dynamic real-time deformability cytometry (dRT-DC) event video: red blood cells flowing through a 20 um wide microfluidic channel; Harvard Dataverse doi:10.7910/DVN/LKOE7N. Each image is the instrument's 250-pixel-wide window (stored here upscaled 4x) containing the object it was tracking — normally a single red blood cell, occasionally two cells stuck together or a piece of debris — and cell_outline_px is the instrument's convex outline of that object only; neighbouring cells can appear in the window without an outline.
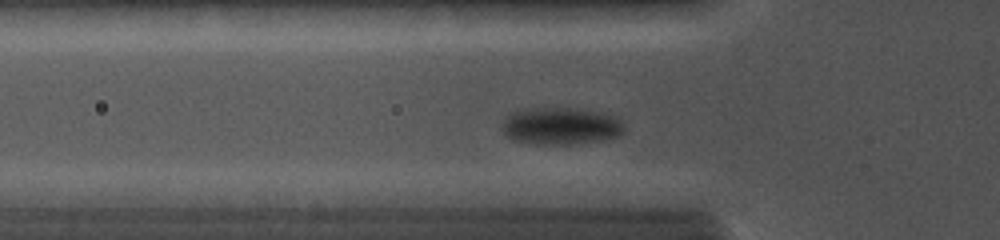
{"species": "common noctule bat (a hibernating species)", "species_latin": "Nyctalus noctula", "temperature_condition": "cold", "stored_images_in_passage": 33, "camera_frame_rate_fps": 5000, "um_per_image_px": 0.085, "animal": {"sex": "female", "body_mass_g": 19.0, "forearm_length_mm": 56.7}, "frame": {"image": 1, "passage_image": 10, "time_ms": 3.6, "image_size_px": [1000, 240], "cell_outline_px": [[624, 132], [620, 136], [600, 140], [576, 144], [536, 144], [512, 140], [504, 136], [500, 128], [508, 112], [520, 108], [580, 108], [616, 116], [624, 124]], "centroid_in_image_um": [47.61, 10.7], "position_along_channel_um": 78.2, "area_um2": 27.11}}
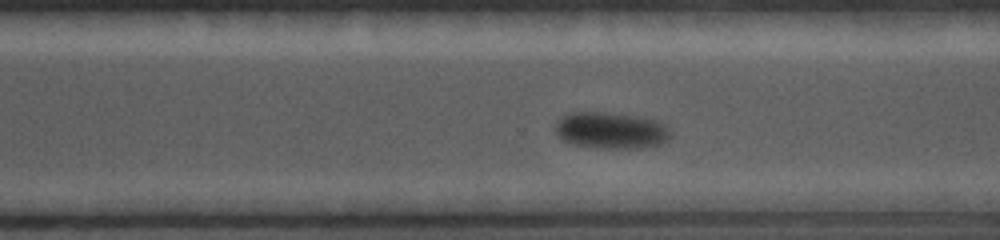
{"frame": {"image": 2, "passage_image": 24, "time_ms": 9.4, "image_size_px": [1000, 240], "cell_outline_px": [[672, 136], [668, 140], [660, 144], [640, 148], [592, 148], [576, 144], [564, 140], [556, 132], [556, 124], [564, 116], [572, 112], [604, 112], [640, 116], [660, 120], [668, 124], [672, 132]], "centroid_in_image_um": [52.05, 11.08], "position_along_channel_um": 318.5, "area_um2": 24.8}}
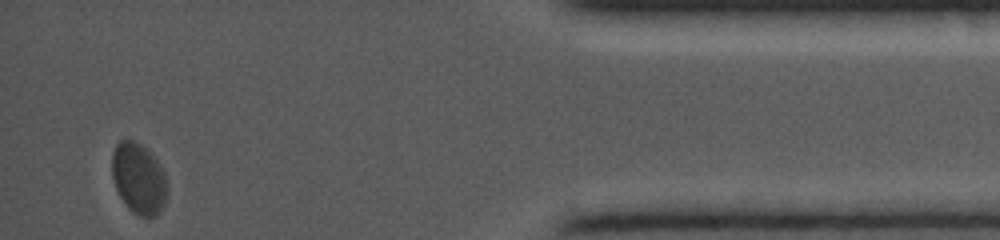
{"frame": {"image": 3, "passage_image": 33, "time_ms": 13.0, "image_size_px": [1000, 240], "cell_outline_px": [[168, 192], [164, 204], [160, 212], [156, 216], [140, 216], [132, 212], [128, 208], [120, 196], [116, 188], [112, 176], [112, 152], [116, 144], [120, 140], [132, 140], [140, 144], [156, 160], [164, 172], [168, 188]], "centroid_in_image_um": [11.79, 15.19], "position_along_channel_um": 423.4, "area_um2": 22.72}}